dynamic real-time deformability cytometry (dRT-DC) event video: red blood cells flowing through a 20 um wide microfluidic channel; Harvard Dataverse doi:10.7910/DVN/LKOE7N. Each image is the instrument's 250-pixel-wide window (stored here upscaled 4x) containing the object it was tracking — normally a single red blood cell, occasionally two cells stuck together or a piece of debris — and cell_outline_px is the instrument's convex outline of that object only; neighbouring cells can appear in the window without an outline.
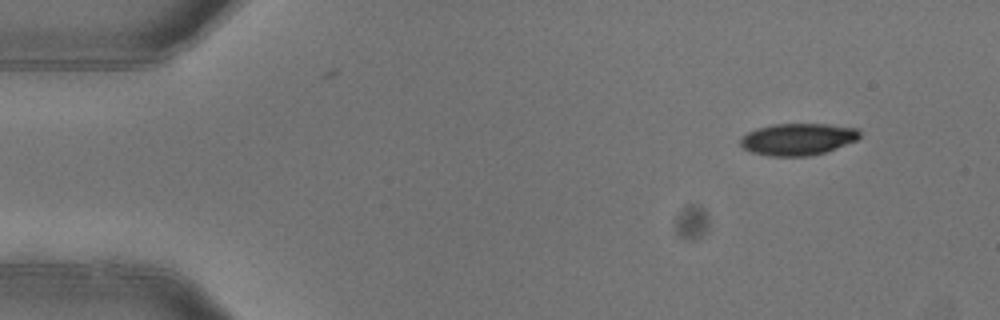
{"species": "common noctule bat (a hibernating species)", "species_latin": "Nyctalus noctula", "temperature_condition": "warm", "stored_images_in_passage": 4, "camera_frame_rate_fps": 3000, "um_per_image_px": 0.085, "animal": {"sex": "female"}, "frame": {"image": 1, "passage_image": 1, "time_ms": 0.0, "image_size_px": [1000, 320], "cell_outline_px": [[860, 136], [856, 140], [836, 148], [824, 152], [808, 156], [768, 156], [748, 152], [740, 148], [740, 136], [756, 128], [772, 124], [828, 124], [856, 128], [860, 132]], "centroid_in_image_um": [67.73, 11.84], "position_along_channel_um": 17.3, "area_um2": 22.37}}
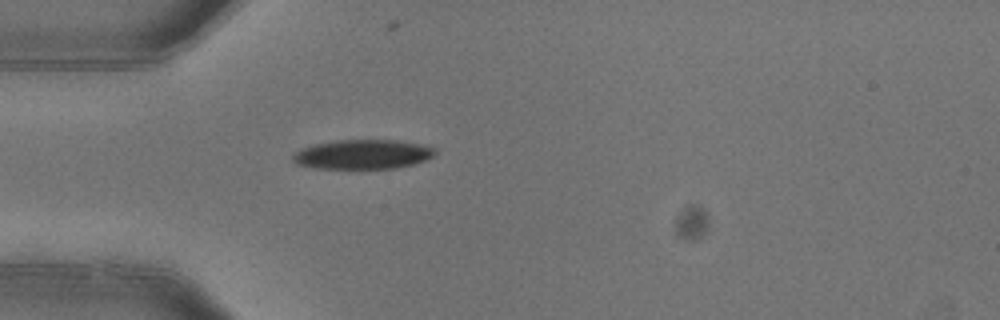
{"frame": {"image": 2, "passage_image": 3, "time_ms": 0.667, "image_size_px": [1000, 320], "cell_outline_px": [[436, 152], [432, 156], [416, 164], [396, 168], [312, 168], [296, 164], [292, 160], [292, 152], [300, 148], [312, 144], [336, 140], [396, 140], [420, 144], [436, 148]], "centroid_in_image_um": [30.77, 13.11], "position_along_channel_um": 54.2, "area_um2": 24.62}}